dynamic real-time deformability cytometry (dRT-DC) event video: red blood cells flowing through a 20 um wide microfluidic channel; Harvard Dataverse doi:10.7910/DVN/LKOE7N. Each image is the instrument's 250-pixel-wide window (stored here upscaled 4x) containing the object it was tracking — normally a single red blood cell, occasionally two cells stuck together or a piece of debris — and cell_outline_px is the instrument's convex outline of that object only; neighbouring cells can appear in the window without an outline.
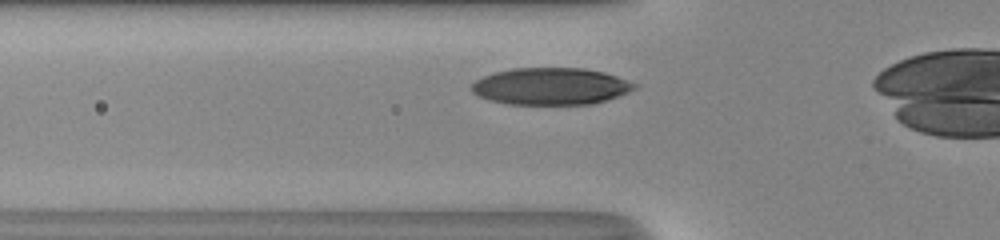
{"species": "human", "species_latin": "Homo sapiens", "temperature_condition": "room temperature", "stored_images_in_passage": 25, "camera_frame_rate_fps": 3000, "um_per_image_px": 0.085, "donor": {"sex": "male"}, "frame": {"image": 1, "passage_image": 2, "time_ms": 0.333, "image_size_px": [1000, 240], "cell_outline_px": [[640, 84], [636, 88], [628, 92], [592, 104], [508, 104], [488, 100], [472, 92], [468, 88], [476, 80], [484, 76], [496, 72], [512, 68], [584, 68], [604, 72]], "centroid_in_image_um": [46.81, 7.33], "position_along_channel_um": 79.0, "area_um2": 35.08}}
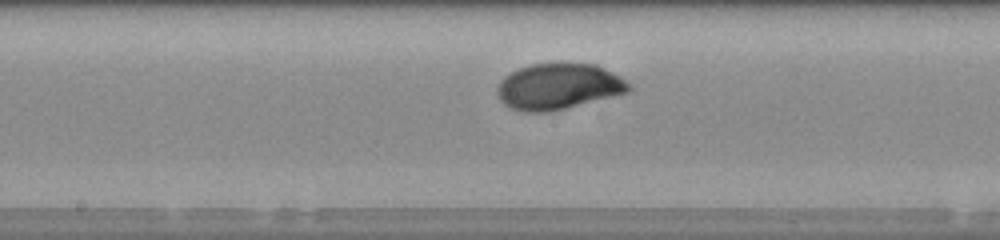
{"frame": {"image": 2, "passage_image": 11, "time_ms": 3.333, "image_size_px": [1000, 240], "cell_outline_px": [[632, 88], [628, 92], [548, 112], [524, 112], [512, 108], [504, 104], [500, 100], [496, 92], [496, 88], [500, 80], [504, 76], [520, 68], [532, 64], [596, 64], [604, 68], [632, 84]], "centroid_in_image_um": [47.44, 7.36], "position_along_channel_um": 200.8, "area_um2": 34.85}}
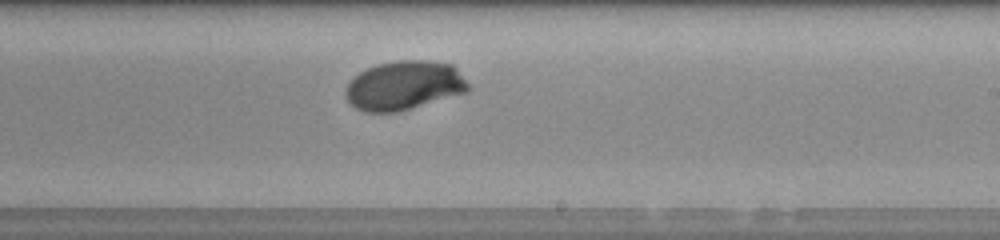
{"frame": {"image": 3, "passage_image": 15, "time_ms": 4.667, "image_size_px": [1000, 240], "cell_outline_px": [[472, 88], [468, 92], [396, 112], [364, 112], [356, 108], [348, 100], [344, 92], [348, 84], [360, 72], [376, 64], [396, 60], [428, 60], [452, 64]], "centroid_in_image_um": [34.37, 7.26], "position_along_channel_um": 254.6, "area_um2": 34.97}, "authors_computed_cell_mechanics": {"area_um2": 35.0846, "velocity_mm_per_s": 4.0602, "shape_relaxation_time_tau1_ms": 3.7754, "shape_relaxation_time_tau2_ms": null, "deformation_change_tau1": 0.2006, "deformation_change_tau2": null}}